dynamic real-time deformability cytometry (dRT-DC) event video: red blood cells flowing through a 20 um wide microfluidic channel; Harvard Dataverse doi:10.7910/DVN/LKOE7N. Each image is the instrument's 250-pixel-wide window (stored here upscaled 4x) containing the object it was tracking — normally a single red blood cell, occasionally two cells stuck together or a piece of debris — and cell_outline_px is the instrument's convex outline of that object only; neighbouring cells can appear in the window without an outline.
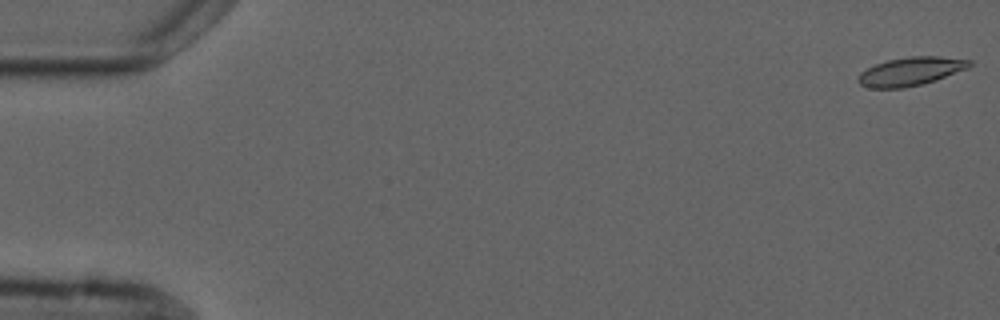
{"species": "common noctule bat (a hibernating species)", "species_latin": "Nyctalus noctula", "temperature_condition": "cold", "stored_images_in_passage": 5, "camera_frame_rate_fps": 3000, "um_per_image_px": 0.085, "animal": {"sex": "male", "forearm_length_mm": 52.5}, "frame": {"image": 1, "passage_image": 1, "time_ms": 0.0, "image_size_px": [1000, 320], "cell_outline_px": [[972, 64], [968, 68], [936, 80], [904, 88], [872, 88], [860, 84], [856, 80], [860, 72], [876, 64], [888, 60], [908, 56], [940, 56], [972, 60]], "centroid_in_image_um": [77.41, 6.06], "position_along_channel_um": 7.6, "area_um2": 18.44}}